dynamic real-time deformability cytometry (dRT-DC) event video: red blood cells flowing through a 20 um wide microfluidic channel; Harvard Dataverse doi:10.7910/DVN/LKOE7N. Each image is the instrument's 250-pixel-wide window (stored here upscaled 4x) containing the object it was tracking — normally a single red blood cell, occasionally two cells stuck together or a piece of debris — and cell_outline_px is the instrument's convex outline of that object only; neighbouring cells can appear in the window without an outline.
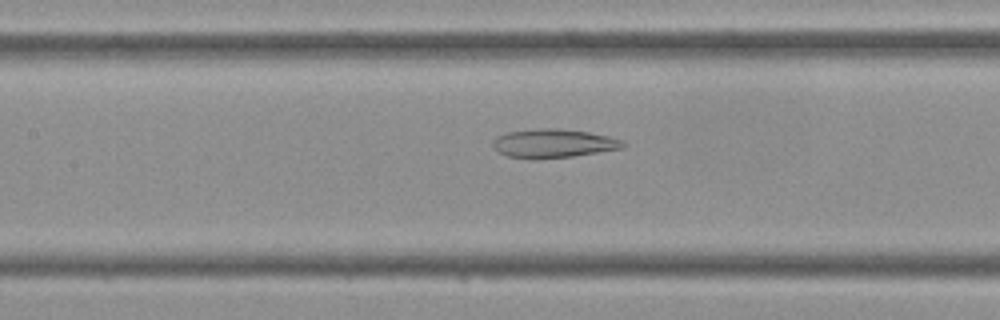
{"species": "Egyptian fruit bat (a non-hibernating species)", "species_latin": "Rousettus aegyptiacus", "temperature_condition": "cold", "stored_images_in_passage": 44, "camera_frame_rate_fps": 3000, "um_per_image_px": 0.085, "frame": {"image": 1, "passage_image": 20, "time_ms": 6.333, "image_size_px": [1000, 320], "cell_outline_px": [[628, 144], [624, 148], [572, 156], [508, 156], [500, 152], [492, 144], [492, 140], [496, 136], [508, 132], [540, 128], [556, 128], [588, 132], [608, 136], [624, 140]], "centroid_in_image_um": [47.12, 12.14], "position_along_channel_um": 160.3, "area_um2": 20.98}}
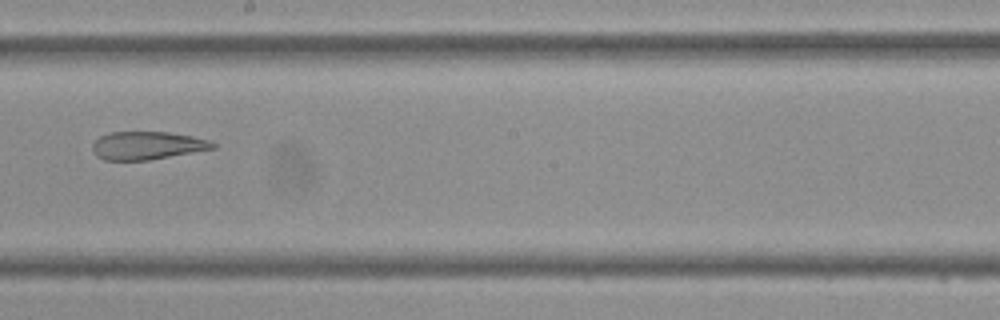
{"frame": {"image": 2, "passage_image": 25, "time_ms": 8.0, "image_size_px": [1000, 320], "cell_outline_px": [[216, 148], [148, 160], [104, 160], [96, 156], [92, 148], [92, 144], [100, 136], [108, 132], [168, 132], [192, 136], [208, 140], [216, 144]], "centroid_in_image_um": [12.49, 12.37], "position_along_channel_um": 235.7, "area_um2": 19.59}}
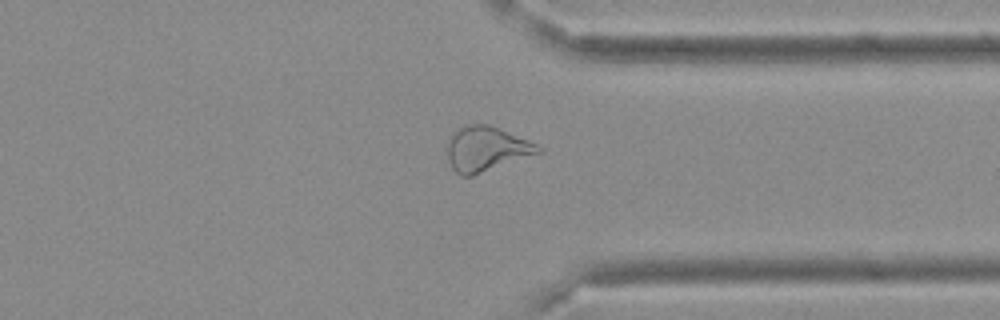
{"frame": {"image": 3, "passage_image": 34, "time_ms": 11.0, "image_size_px": [1000, 320], "cell_outline_px": [[544, 152], [472, 176], [460, 176], [452, 168], [448, 160], [444, 148], [452, 136], [464, 124], [488, 124], [500, 128], [528, 140], [544, 148]], "centroid_in_image_um": [41.34, 12.67], "position_along_channel_um": 370.1, "area_um2": 24.04}}